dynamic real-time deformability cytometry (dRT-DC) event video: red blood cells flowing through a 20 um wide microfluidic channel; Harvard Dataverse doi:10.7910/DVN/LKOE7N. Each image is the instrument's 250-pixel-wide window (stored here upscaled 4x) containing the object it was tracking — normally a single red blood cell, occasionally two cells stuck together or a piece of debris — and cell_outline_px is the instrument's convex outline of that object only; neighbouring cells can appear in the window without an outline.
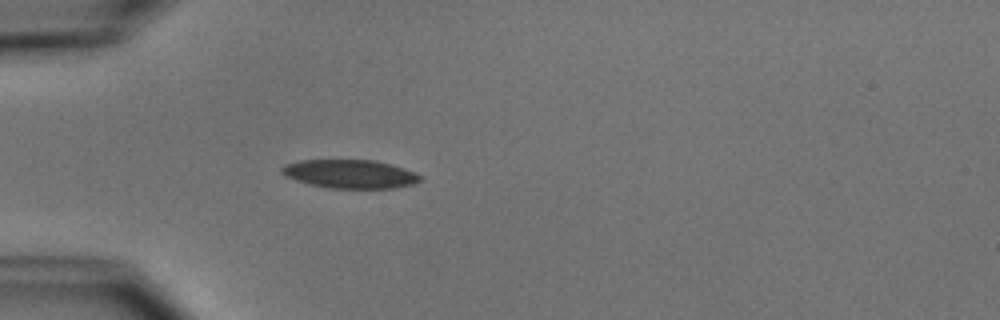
{"species": "common noctule bat (a hibernating species)", "species_latin": "Nyctalus noctula", "temperature_condition": "cold", "stored_images_in_passage": 10, "camera_frame_rate_fps": 3000, "um_per_image_px": 0.085, "animal": {"sex": "male", "body_mass_g": 15.6}, "frame": {"image": 1, "passage_image": 1, "time_ms": 0.0, "image_size_px": [1000, 320], "cell_outline_px": [[424, 180], [412, 184], [396, 188], [328, 188], [308, 184], [296, 180], [280, 172], [280, 168], [284, 164], [300, 160], [376, 160], [392, 164], [404, 168], [420, 176]], "centroid_in_image_um": [29.75, 14.78], "position_along_channel_um": 55.3, "area_um2": 23.12}}
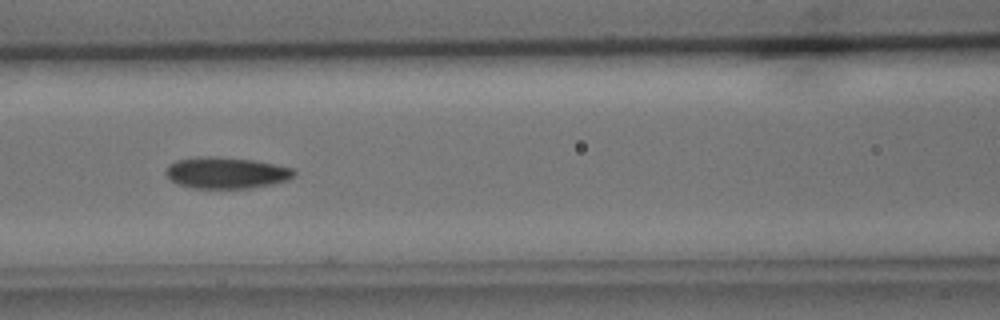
{"frame": {"image": 2, "passage_image": 9, "time_ms": 2.667, "image_size_px": [1000, 320], "cell_outline_px": [[296, 172], [288, 180], [272, 184], [252, 188], [192, 188], [168, 180], [164, 172], [168, 164], [176, 160], [196, 156], [216, 156], [256, 160], [276, 164], [292, 168]], "centroid_in_image_um": [19.19, 14.68], "position_along_channel_um": 147.4, "area_um2": 23.81}}